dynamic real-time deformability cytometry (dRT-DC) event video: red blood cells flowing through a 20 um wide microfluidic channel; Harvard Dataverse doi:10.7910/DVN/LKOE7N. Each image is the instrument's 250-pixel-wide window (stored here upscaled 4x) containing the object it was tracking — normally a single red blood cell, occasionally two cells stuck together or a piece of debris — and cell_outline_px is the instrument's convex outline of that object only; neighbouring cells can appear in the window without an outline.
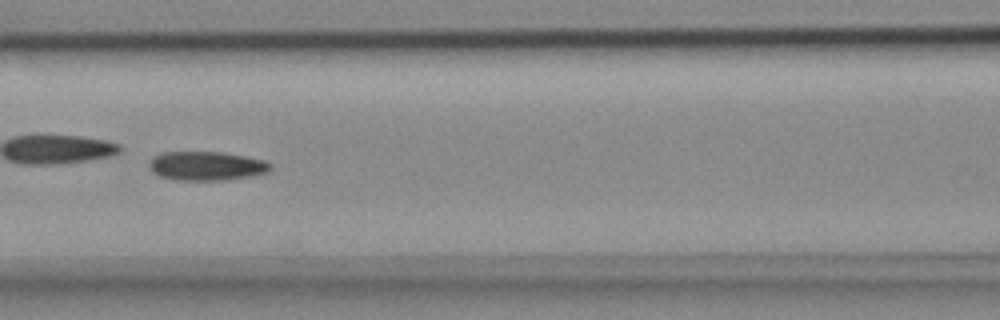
{"species": "common noctule bat (a hibernating species)", "species_latin": "Nyctalus noctula", "temperature_condition": "cold", "stored_images_in_passage": 50, "camera_frame_rate_fps": 3000, "um_per_image_px": 0.085, "animal": {"sex": "female", "body_mass_g": 18.4}, "frame": {"image": 1, "passage_image": 22, "time_ms": 7.0, "image_size_px": [1000, 320], "cell_outline_px": [[272, 172], [252, 176], [224, 180], [176, 180], [160, 176], [152, 172], [148, 168], [148, 164], [156, 156], [164, 152], [220, 152], [244, 156], [264, 160], [272, 164]], "centroid_in_image_um": [17.6, 14.11], "position_along_channel_um": 149.0, "area_um2": 20.58}}